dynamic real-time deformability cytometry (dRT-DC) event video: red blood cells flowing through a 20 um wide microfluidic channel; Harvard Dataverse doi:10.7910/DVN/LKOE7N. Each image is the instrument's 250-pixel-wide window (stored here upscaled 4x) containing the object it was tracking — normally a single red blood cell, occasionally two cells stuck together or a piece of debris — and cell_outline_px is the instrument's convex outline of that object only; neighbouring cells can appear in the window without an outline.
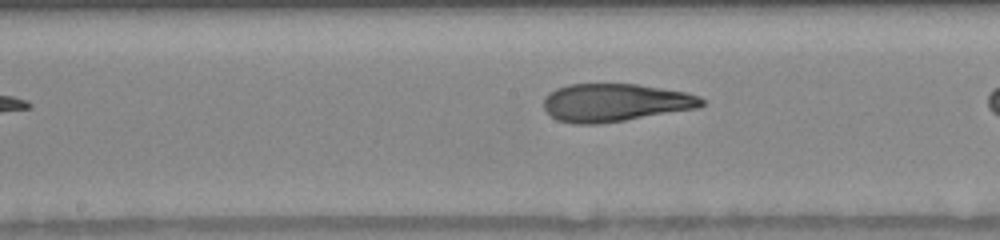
{"species": "human", "species_latin": "Homo sapiens", "temperature_condition": "warm", "stored_images_in_passage": 26, "camera_frame_rate_fps": 3000, "um_per_image_px": 0.085, "donor": {"sex": "female"}, "frame": {"image": 1, "passage_image": 11, "time_ms": 3.0, "image_size_px": [1000, 240], "cell_outline_px": [[704, 104], [700, 108], [624, 120], [596, 124], [572, 124], [556, 120], [544, 108], [544, 96], [556, 88], [568, 84], [640, 84], [684, 92], [700, 96], [704, 100]], "centroid_in_image_um": [52.28, 8.72], "position_along_channel_um": 195.9, "area_um2": 35.03}}